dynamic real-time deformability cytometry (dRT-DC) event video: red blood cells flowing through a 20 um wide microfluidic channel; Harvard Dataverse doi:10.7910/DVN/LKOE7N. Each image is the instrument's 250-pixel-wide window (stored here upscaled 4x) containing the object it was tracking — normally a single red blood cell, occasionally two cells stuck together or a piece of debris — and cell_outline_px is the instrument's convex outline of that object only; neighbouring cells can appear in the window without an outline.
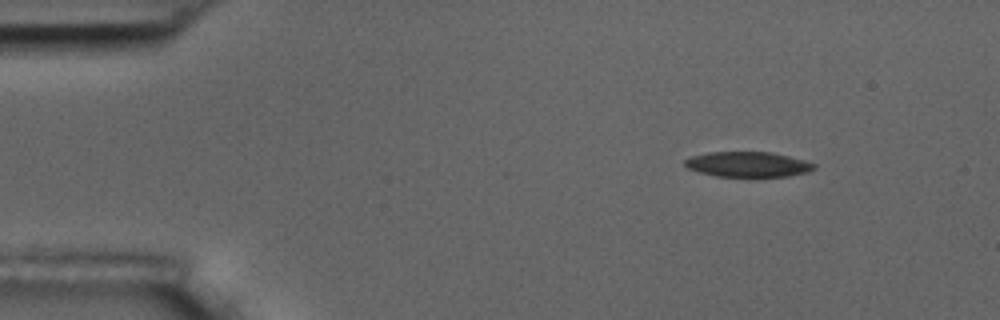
{"species": "common noctule bat (a hibernating species)", "species_latin": "Nyctalus noctula", "temperature_condition": "room temperature", "stored_images_in_passage": 9, "camera_frame_rate_fps": 3000, "um_per_image_px": 0.085, "animal": {"sex": "male", "body_mass_g": 17.5, "forearm_length_mm": 52.3}, "frame": {"image": 1, "passage_image": 1, "time_ms": 0.0, "image_size_px": [1000, 320], "cell_outline_px": [[816, 168], [808, 172], [788, 176], [716, 176], [700, 172], [688, 168], [684, 164], [684, 160], [692, 156], [708, 152], [772, 152], [804, 160], [816, 164]], "centroid_in_image_um": [63.58, 13.96], "position_along_channel_um": 21.4, "area_um2": 18.84}}
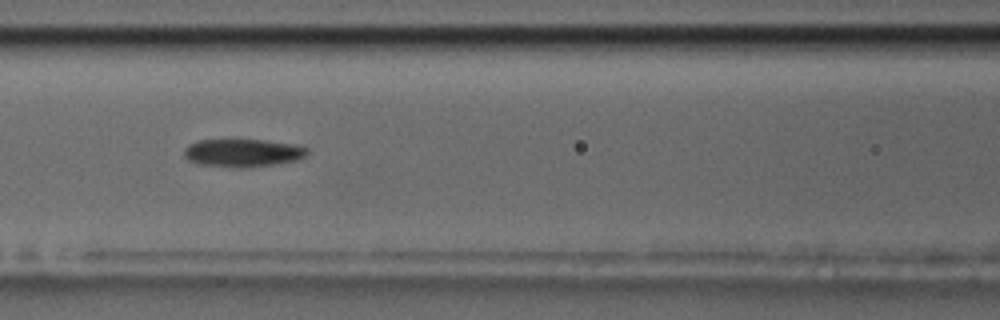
{"frame": {"image": 2, "passage_image": 6, "time_ms": 5.667, "image_size_px": [1000, 320], "cell_outline_px": [[308, 152], [304, 156], [296, 160], [248, 168], [236, 168], [200, 164], [188, 160], [184, 156], [184, 148], [188, 144], [196, 140], [236, 136], [300, 144], [308, 148]], "centroid_in_image_um": [20.6, 12.92], "position_along_channel_um": 146.0, "area_um2": 21.33}}
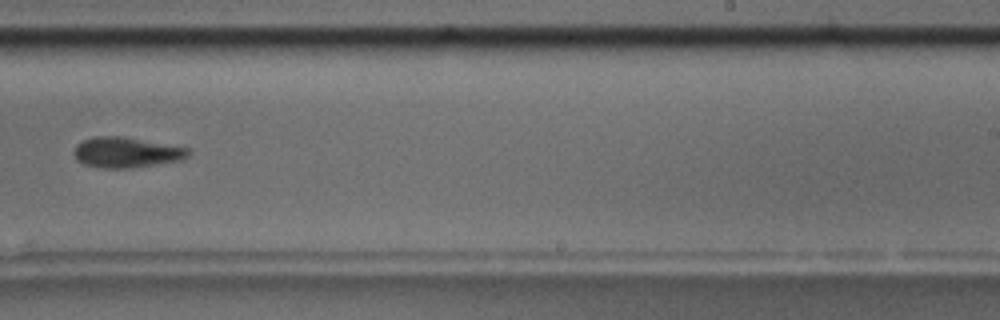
{"frame": {"image": 3, "passage_image": 9, "time_ms": 9.333, "image_size_px": [1000, 320], "cell_outline_px": [[192, 152], [188, 156], [180, 160], [132, 168], [104, 168], [84, 164], [76, 160], [72, 152], [76, 144], [80, 140], [96, 136], [124, 136], [192, 148]], "centroid_in_image_um": [10.74, 12.94], "position_along_channel_um": 278.3, "area_um2": 20.69}}